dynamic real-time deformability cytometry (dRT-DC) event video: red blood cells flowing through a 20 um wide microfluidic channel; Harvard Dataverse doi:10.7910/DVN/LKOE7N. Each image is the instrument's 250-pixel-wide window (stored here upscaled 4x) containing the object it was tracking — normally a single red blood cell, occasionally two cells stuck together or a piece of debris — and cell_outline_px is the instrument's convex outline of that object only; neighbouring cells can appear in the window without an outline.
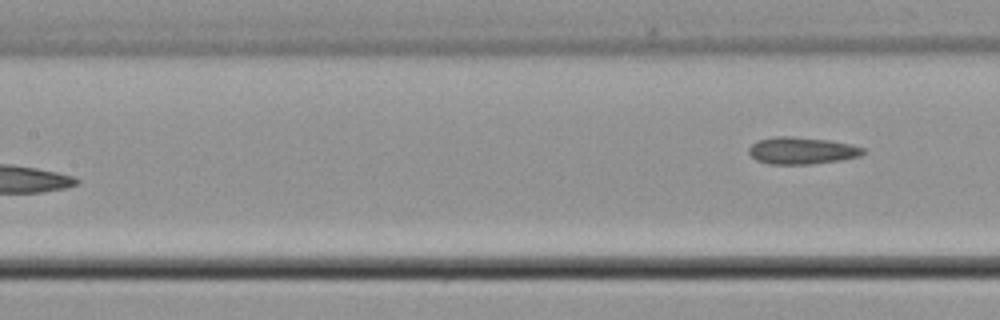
{"species": "common noctule bat (a hibernating species)", "species_latin": "Nyctalus noctula", "temperature_condition": "cold", "stored_images_in_passage": 8, "camera_frame_rate_fps": 3000, "um_per_image_px": 0.085, "animal": {"sex": "male", "body_mass_g": 21.5, "forearm_length_mm": 52.0}, "frame": {"image": 1, "passage_image": 8, "time_ms": 9.667, "image_size_px": [1000, 320], "cell_outline_px": [[868, 152], [860, 156], [840, 160], [812, 164], [768, 164], [756, 160], [748, 152], [748, 148], [756, 140], [772, 136], [792, 136], [828, 140], [852, 144], [864, 148]], "centroid_in_image_um": [68.15, 12.79], "position_along_channel_um": 139.2, "area_um2": 18.26}}